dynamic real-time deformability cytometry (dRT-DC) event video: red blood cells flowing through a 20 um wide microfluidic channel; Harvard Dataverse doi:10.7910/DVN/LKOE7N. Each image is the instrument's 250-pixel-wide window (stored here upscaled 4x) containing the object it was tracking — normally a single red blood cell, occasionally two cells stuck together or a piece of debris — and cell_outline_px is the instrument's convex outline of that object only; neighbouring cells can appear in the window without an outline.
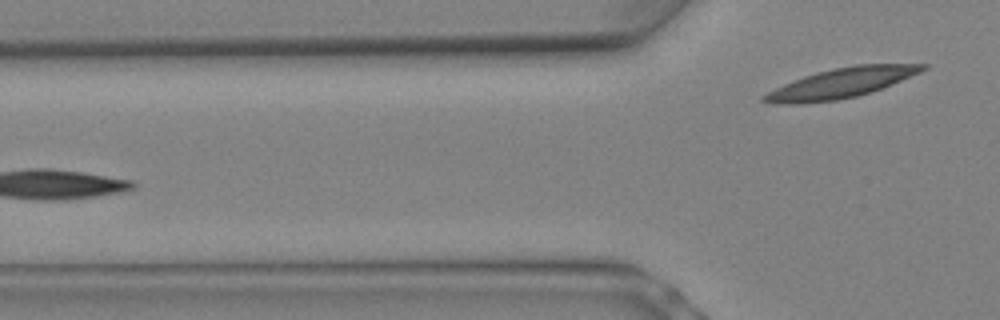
{"species": "Egyptian fruit bat (a non-hibernating species)", "species_latin": "Rousettus aegyptiacus", "temperature_condition": "warm", "stored_images_in_passage": 3, "segment_of_instrument_passage": [2, 2], "camera_frame_rate_fps": 3000, "um_per_image_px": 0.085, "animal": {"sex": "female"}, "frame": {"image": 1, "passage_image": 3, "time_ms": 0.667, "image_size_px": [1000, 320], "cell_outline_px": [[928, 68], [920, 72], [892, 84], [856, 96], [836, 100], [796, 104], [772, 104], [760, 100], [760, 96], [784, 84], [804, 76], [832, 68], [856, 64], [928, 64]], "centroid_in_image_um": [71.46, 7.06], "position_along_channel_um": 54.3, "area_um2": 27.28}}